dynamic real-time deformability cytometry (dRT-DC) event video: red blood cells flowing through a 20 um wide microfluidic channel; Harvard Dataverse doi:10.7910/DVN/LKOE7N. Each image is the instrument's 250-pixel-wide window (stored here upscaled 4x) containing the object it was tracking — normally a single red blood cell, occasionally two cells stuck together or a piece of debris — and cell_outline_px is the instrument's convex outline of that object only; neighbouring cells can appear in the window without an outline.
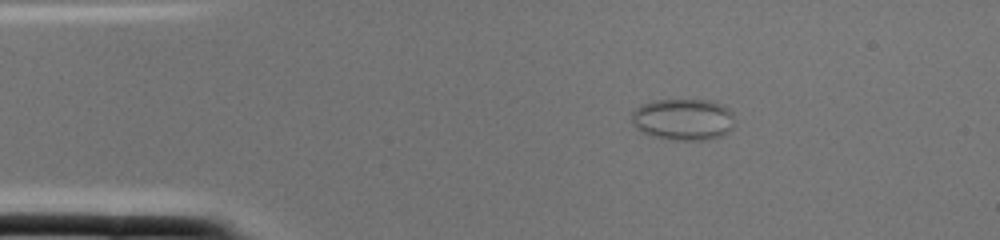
{"species": "common noctule bat (a hibernating species)", "species_latin": "Nyctalus noctula", "temperature_condition": "cold", "stored_images_in_passage": 1, "camera_frame_rate_fps": 3000, "um_per_image_px": 0.085, "animal": {"sex": "female", "body_mass_g": 22.0, "forearm_length_mm": 56.7}, "frame": {"image": 1, "passage_image": 1, "time_ms": 0.0, "image_size_px": [1000, 240], "cell_outline_px": [[736, 124], [724, 136], [708, 140], [672, 140], [652, 136], [640, 132], [632, 124], [632, 112], [640, 104], [652, 100], [712, 100], [724, 104], [732, 112]], "centroid_in_image_um": [58.1, 10.15], "position_along_channel_um": 26.9, "area_um2": 25.66}}